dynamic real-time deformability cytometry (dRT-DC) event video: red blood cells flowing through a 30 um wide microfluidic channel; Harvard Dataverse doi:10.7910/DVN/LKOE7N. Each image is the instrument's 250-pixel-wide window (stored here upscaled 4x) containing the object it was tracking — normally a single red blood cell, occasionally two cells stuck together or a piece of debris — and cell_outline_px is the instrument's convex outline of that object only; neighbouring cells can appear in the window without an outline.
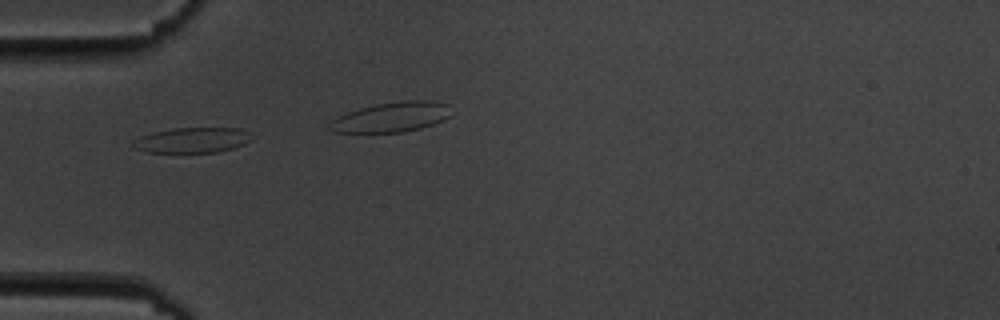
{"species": "common noctule bat (a hibernating species)", "species_latin": "Nyctalus noctula", "temperature_condition": "cold", "stored_images_in_passage": 4, "camera_frame_rate_fps": 3000, "um_per_image_px": 0.085, "animal": {"sex": "male", "body_mass_g": 19.5, "forearm_length_mm": 54.6}, "frame": {"image": 1, "passage_image": 3, "time_ms": 2.333, "image_size_px": [1000, 320], "cell_outline_px": [[256, 136], [252, 140], [244, 144], [232, 148], [216, 152], [148, 152], [132, 148], [132, 144], [140, 136], [152, 132], [172, 128], [240, 128]], "centroid_in_image_um": [16.38, 11.9], "position_along_channel_um": 68.6, "area_um2": 17.57}}